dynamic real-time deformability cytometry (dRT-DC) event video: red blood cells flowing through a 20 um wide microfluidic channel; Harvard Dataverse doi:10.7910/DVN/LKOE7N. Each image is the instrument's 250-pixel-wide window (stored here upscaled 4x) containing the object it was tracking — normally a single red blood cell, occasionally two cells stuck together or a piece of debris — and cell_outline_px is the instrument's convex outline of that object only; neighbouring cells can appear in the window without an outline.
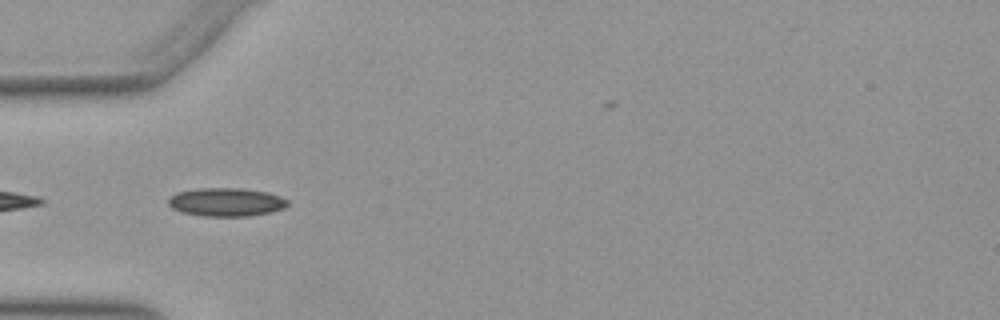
{"species": "Egyptian fruit bat (a non-hibernating species)", "species_latin": "Rousettus aegyptiacus", "temperature_condition": "warm", "stored_images_in_passage": 6, "camera_frame_rate_fps": 3000, "um_per_image_px": 0.085, "animal": {"sex": "female"}, "frame": {"image": 1, "passage_image": 1, "time_ms": 0.0, "image_size_px": [1000, 320], "cell_outline_px": [[288, 204], [284, 208], [272, 212], [248, 216], [204, 216], [180, 212], [172, 208], [168, 204], [168, 196], [176, 192], [200, 188], [240, 188], [268, 192], [280, 196], [288, 200]], "centroid_in_image_um": [19.2, 17.17], "position_along_channel_um": 65.8, "area_um2": 19.94}}